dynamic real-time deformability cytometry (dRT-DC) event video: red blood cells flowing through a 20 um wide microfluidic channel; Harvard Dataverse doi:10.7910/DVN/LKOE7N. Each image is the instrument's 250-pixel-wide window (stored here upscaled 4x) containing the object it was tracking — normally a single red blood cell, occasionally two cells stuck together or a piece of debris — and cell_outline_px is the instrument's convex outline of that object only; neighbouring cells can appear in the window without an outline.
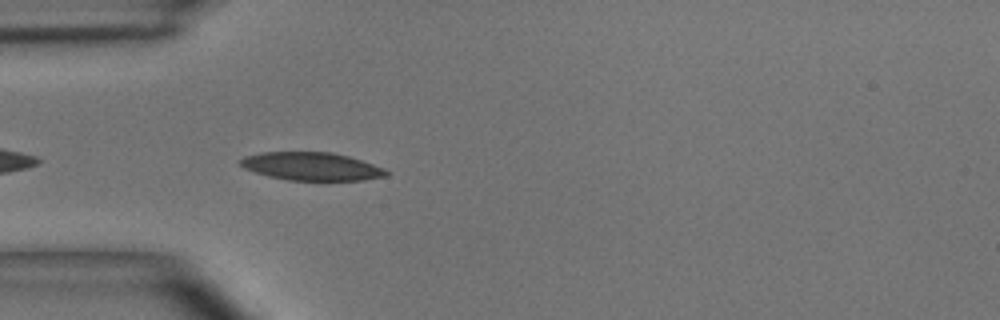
{"species": "common noctule bat (a hibernating species)", "species_latin": "Nyctalus noctula", "temperature_condition": "room temperature", "stored_images_in_passage": 7, "camera_frame_rate_fps": 3000, "um_per_image_px": 0.085, "animal": {"sex": "male", "body_mass_g": 15.6}, "frame": {"image": 1, "passage_image": 3, "time_ms": 0.667, "image_size_px": [1000, 320], "cell_outline_px": [[388, 176], [364, 180], [288, 180], [268, 176], [244, 168], [236, 160], [244, 156], [260, 152], [332, 152], [348, 156], [384, 168], [388, 172]], "centroid_in_image_um": [26.44, 14.14], "position_along_channel_um": 58.6, "area_um2": 23.87}}